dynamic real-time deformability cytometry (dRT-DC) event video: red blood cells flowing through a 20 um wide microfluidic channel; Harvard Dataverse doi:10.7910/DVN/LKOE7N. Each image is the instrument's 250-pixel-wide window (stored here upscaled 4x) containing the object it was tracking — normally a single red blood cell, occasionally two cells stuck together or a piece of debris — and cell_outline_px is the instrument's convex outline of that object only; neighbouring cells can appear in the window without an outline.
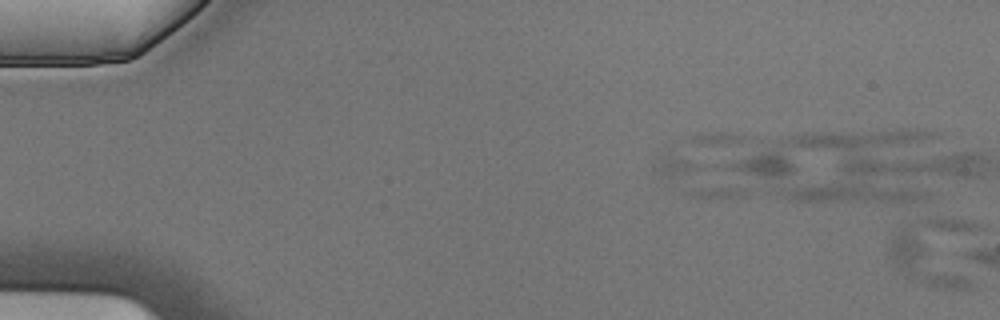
{"species": "Egyptian fruit bat (a non-hibernating species)", "species_latin": "Rousettus aegyptiacus", "temperature_condition": "cold", "stored_images_in_passage": 3, "camera_frame_rate_fps": 3000, "um_per_image_px": 0.085, "animal": {"sex": "male"}, "frame": {"image": 1, "passage_image": 1, "time_ms": 0.0, "image_size_px": [1000, 320], "cell_outline_px": [[980, 288], [936, 288], [924, 284], [908, 276], [892, 260], [888, 252], [888, 248], [892, 232], [908, 224], [932, 216], [936, 216], [972, 220], [980, 228]], "centroid_in_image_um": [79.82, 21.42], "position_along_channel_um": 5.2, "area_um2": 39.77}}